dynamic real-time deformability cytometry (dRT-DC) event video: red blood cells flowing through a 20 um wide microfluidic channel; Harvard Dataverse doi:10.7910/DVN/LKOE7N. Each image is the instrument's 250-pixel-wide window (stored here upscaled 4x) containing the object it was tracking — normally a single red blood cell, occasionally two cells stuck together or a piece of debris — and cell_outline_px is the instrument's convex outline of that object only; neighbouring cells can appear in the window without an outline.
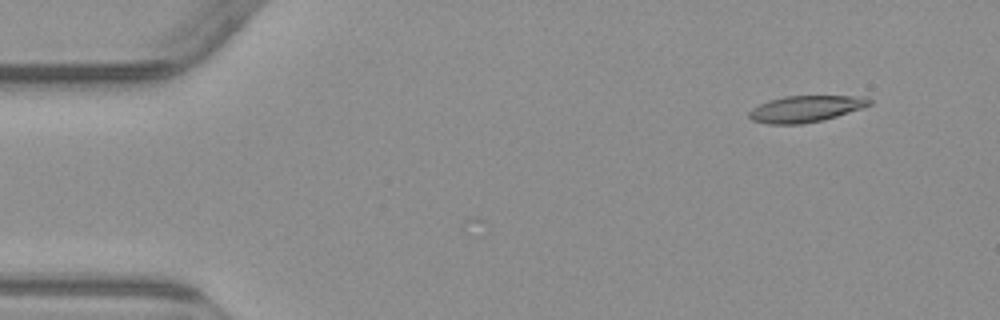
{"species": "common noctule bat (a hibernating species)", "species_latin": "Nyctalus noctula", "temperature_condition": "warm", "stored_images_in_passage": 3, "camera_frame_rate_fps": 3000, "um_per_image_px": 0.085, "animal": {"sex": "male", "body_mass_g": 23.1, "forearm_length_mm": 52.7}, "frame": {"image": 1, "passage_image": 3, "time_ms": 2.667, "image_size_px": [1000, 320], "cell_outline_px": [[872, 104], [836, 116], [820, 120], [800, 124], [768, 124], [752, 120], [748, 116], [748, 112], [752, 108], [768, 100], [784, 96], [868, 96], [872, 100]], "centroid_in_image_um": [68.46, 9.24], "position_along_channel_um": 16.5, "area_um2": 18.44}}